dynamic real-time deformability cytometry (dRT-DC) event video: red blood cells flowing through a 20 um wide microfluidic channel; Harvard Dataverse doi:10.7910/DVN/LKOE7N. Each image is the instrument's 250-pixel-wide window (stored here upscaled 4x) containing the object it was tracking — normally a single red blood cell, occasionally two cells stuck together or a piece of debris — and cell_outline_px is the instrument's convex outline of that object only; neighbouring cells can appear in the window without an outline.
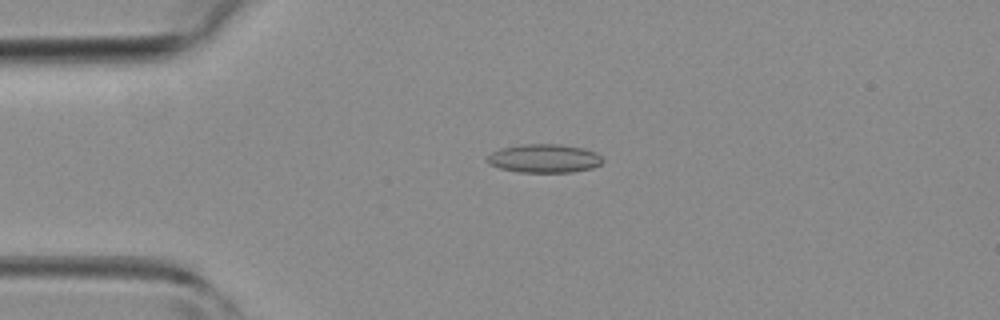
{"species": "common noctule bat (a hibernating species)", "species_latin": "Nyctalus noctula", "temperature_condition": "room temperature", "stored_images_in_passage": 3, "camera_frame_rate_fps": 3000, "um_per_image_px": 0.085, "animal": {"sex": "female", "body_mass_g": 19.3, "forearm_length_mm": 54.1}, "frame": {"image": 1, "passage_image": 2, "time_ms": 2.333, "image_size_px": [1000, 320], "cell_outline_px": [[604, 160], [600, 164], [592, 168], [572, 172], [520, 172], [500, 168], [488, 164], [488, 156], [492, 152], [500, 148], [524, 144], [560, 144], [584, 148], [596, 152]], "centroid_in_image_um": [46.27, 13.46], "position_along_channel_um": 38.7, "area_um2": 19.19}}